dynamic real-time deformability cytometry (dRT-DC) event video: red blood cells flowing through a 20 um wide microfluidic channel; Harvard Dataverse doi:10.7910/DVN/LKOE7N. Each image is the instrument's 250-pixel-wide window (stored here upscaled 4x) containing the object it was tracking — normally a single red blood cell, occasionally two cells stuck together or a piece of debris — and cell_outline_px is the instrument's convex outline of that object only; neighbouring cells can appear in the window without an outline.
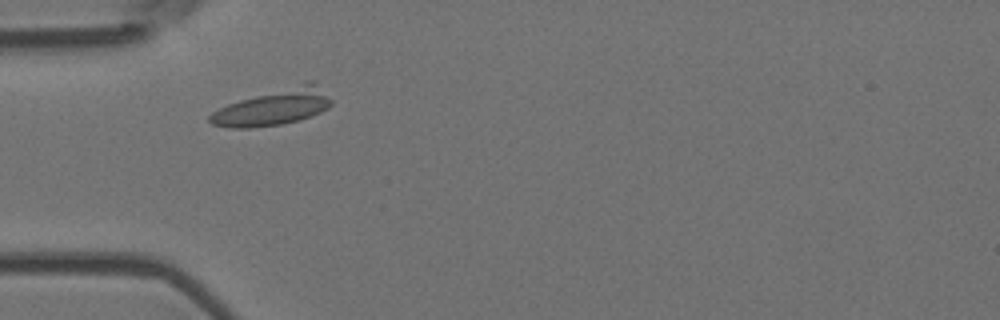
{"species": "Egyptian fruit bat (a non-hibernating species)", "species_latin": "Rousettus aegyptiacus", "temperature_condition": "room temperature", "stored_images_in_passage": 2, "camera_frame_rate_fps": 3000, "um_per_image_px": 0.085, "animal": {"sex": "female"}, "frame": {"image": 1, "passage_image": 1, "time_ms": 0.0, "image_size_px": [1000, 320], "cell_outline_px": [[332, 104], [328, 108], [312, 116], [300, 120], [280, 124], [252, 128], [228, 128], [212, 124], [208, 120], [208, 116], [212, 112], [228, 104], [240, 100], [304, 80], [316, 80], [332, 100]], "centroid_in_image_um": [23.3, 9.08], "position_along_channel_um": 61.7, "area_um2": 26.07}}
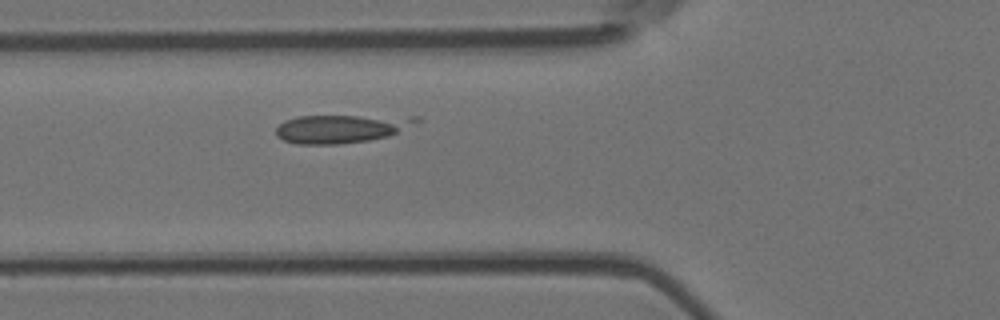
{"frame": {"image": 2, "passage_image": 2, "time_ms": 0.333, "image_size_px": [1000, 320], "cell_outline_px": [[420, 120], [388, 136], [368, 140], [336, 144], [296, 144], [284, 140], [276, 136], [276, 128], [284, 120], [296, 116], [420, 116]], "centroid_in_image_um": [28.94, 10.92], "position_along_channel_um": 96.9, "area_um2": 22.95}}